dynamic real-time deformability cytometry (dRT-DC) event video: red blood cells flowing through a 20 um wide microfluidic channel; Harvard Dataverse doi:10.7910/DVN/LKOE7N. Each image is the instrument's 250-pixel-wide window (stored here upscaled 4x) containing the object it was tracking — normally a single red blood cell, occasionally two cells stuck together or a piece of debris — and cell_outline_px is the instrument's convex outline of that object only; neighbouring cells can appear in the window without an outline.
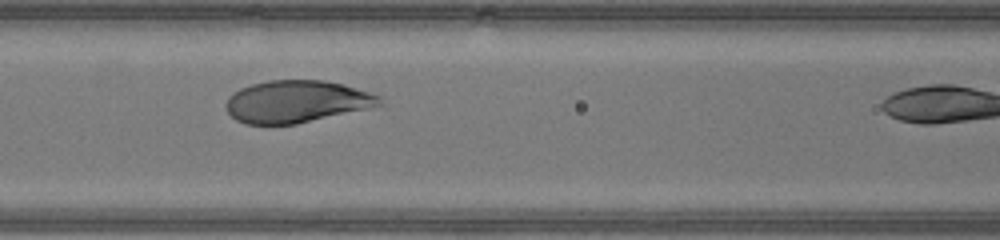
{"species": "human", "species_latin": "Homo sapiens", "temperature_condition": "warm", "stored_images_in_passage": 16, "camera_frame_rate_fps": 3000, "um_per_image_px": 0.085, "donor": {"sex": "male"}, "frame": {"image": 1, "passage_image": 10, "time_ms": 3.0, "image_size_px": [1000, 240], "cell_outline_px": [[384, 104], [368, 108], [296, 124], [244, 124], [236, 120], [228, 112], [224, 104], [228, 96], [240, 88], [252, 84], [268, 80], [324, 80], [344, 84], [380, 96]], "centroid_in_image_um": [25.18, 8.63], "position_along_channel_um": 141.4, "area_um2": 37.74}}
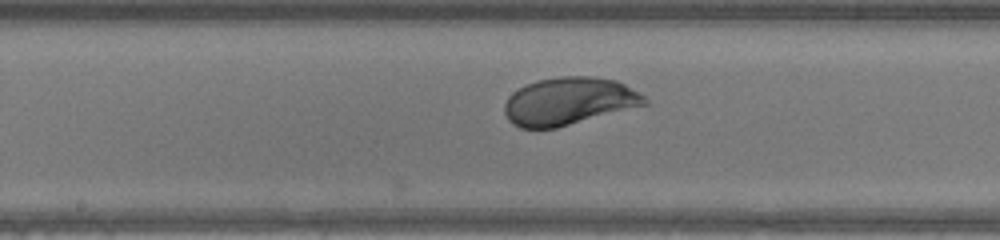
{"frame": {"image": 2, "passage_image": 14, "time_ms": 4.333, "image_size_px": [1000, 240], "cell_outline_px": [[648, 104], [556, 128], [520, 128], [512, 124], [508, 120], [504, 112], [504, 104], [508, 96], [512, 92], [524, 84], [536, 80], [560, 76], [592, 76], [616, 80], [624, 84], [644, 96], [648, 100]], "centroid_in_image_um": [48.31, 8.6], "position_along_channel_um": 199.9, "area_um2": 39.02}}